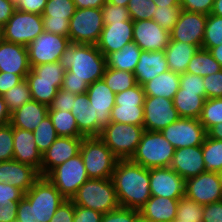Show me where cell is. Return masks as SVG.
I'll use <instances>...</instances> for the list:
<instances>
[{
	"label": "cell",
	"mask_w": 222,
	"mask_h": 222,
	"mask_svg": "<svg viewBox=\"0 0 222 222\" xmlns=\"http://www.w3.org/2000/svg\"><path fill=\"white\" fill-rule=\"evenodd\" d=\"M26 46L0 39V71L20 75L26 79L30 72Z\"/></svg>",
	"instance_id": "cell-23"
},
{
	"label": "cell",
	"mask_w": 222,
	"mask_h": 222,
	"mask_svg": "<svg viewBox=\"0 0 222 222\" xmlns=\"http://www.w3.org/2000/svg\"><path fill=\"white\" fill-rule=\"evenodd\" d=\"M218 175H219V178L221 179V182H222V168L218 171Z\"/></svg>",
	"instance_id": "cell-72"
},
{
	"label": "cell",
	"mask_w": 222,
	"mask_h": 222,
	"mask_svg": "<svg viewBox=\"0 0 222 222\" xmlns=\"http://www.w3.org/2000/svg\"><path fill=\"white\" fill-rule=\"evenodd\" d=\"M74 204L71 200H65L56 210L49 222H73Z\"/></svg>",
	"instance_id": "cell-57"
},
{
	"label": "cell",
	"mask_w": 222,
	"mask_h": 222,
	"mask_svg": "<svg viewBox=\"0 0 222 222\" xmlns=\"http://www.w3.org/2000/svg\"><path fill=\"white\" fill-rule=\"evenodd\" d=\"M145 93L143 86H136L119 92L115 96V105L111 110V122L143 126Z\"/></svg>",
	"instance_id": "cell-11"
},
{
	"label": "cell",
	"mask_w": 222,
	"mask_h": 222,
	"mask_svg": "<svg viewBox=\"0 0 222 222\" xmlns=\"http://www.w3.org/2000/svg\"><path fill=\"white\" fill-rule=\"evenodd\" d=\"M199 121L206 131L222 123V98L206 99Z\"/></svg>",
	"instance_id": "cell-42"
},
{
	"label": "cell",
	"mask_w": 222,
	"mask_h": 222,
	"mask_svg": "<svg viewBox=\"0 0 222 222\" xmlns=\"http://www.w3.org/2000/svg\"><path fill=\"white\" fill-rule=\"evenodd\" d=\"M2 27H0V39L2 38V32H1Z\"/></svg>",
	"instance_id": "cell-74"
},
{
	"label": "cell",
	"mask_w": 222,
	"mask_h": 222,
	"mask_svg": "<svg viewBox=\"0 0 222 222\" xmlns=\"http://www.w3.org/2000/svg\"><path fill=\"white\" fill-rule=\"evenodd\" d=\"M172 222H187V221L173 220Z\"/></svg>",
	"instance_id": "cell-73"
},
{
	"label": "cell",
	"mask_w": 222,
	"mask_h": 222,
	"mask_svg": "<svg viewBox=\"0 0 222 222\" xmlns=\"http://www.w3.org/2000/svg\"><path fill=\"white\" fill-rule=\"evenodd\" d=\"M30 87L32 100L49 106L56 96L58 86H54V82L46 81H27Z\"/></svg>",
	"instance_id": "cell-45"
},
{
	"label": "cell",
	"mask_w": 222,
	"mask_h": 222,
	"mask_svg": "<svg viewBox=\"0 0 222 222\" xmlns=\"http://www.w3.org/2000/svg\"><path fill=\"white\" fill-rule=\"evenodd\" d=\"M33 134L34 142L41 153L45 152L59 137L49 115L41 121L38 127L33 131Z\"/></svg>",
	"instance_id": "cell-43"
},
{
	"label": "cell",
	"mask_w": 222,
	"mask_h": 222,
	"mask_svg": "<svg viewBox=\"0 0 222 222\" xmlns=\"http://www.w3.org/2000/svg\"><path fill=\"white\" fill-rule=\"evenodd\" d=\"M169 70L165 51H141L134 70L137 84L143 86L157 75Z\"/></svg>",
	"instance_id": "cell-27"
},
{
	"label": "cell",
	"mask_w": 222,
	"mask_h": 222,
	"mask_svg": "<svg viewBox=\"0 0 222 222\" xmlns=\"http://www.w3.org/2000/svg\"><path fill=\"white\" fill-rule=\"evenodd\" d=\"M207 136L216 140H222V123L210 128L207 131Z\"/></svg>",
	"instance_id": "cell-66"
},
{
	"label": "cell",
	"mask_w": 222,
	"mask_h": 222,
	"mask_svg": "<svg viewBox=\"0 0 222 222\" xmlns=\"http://www.w3.org/2000/svg\"><path fill=\"white\" fill-rule=\"evenodd\" d=\"M2 98L7 104V108L12 113L16 109L23 106L26 102L32 100L30 87L26 79L15 85L2 95Z\"/></svg>",
	"instance_id": "cell-40"
},
{
	"label": "cell",
	"mask_w": 222,
	"mask_h": 222,
	"mask_svg": "<svg viewBox=\"0 0 222 222\" xmlns=\"http://www.w3.org/2000/svg\"><path fill=\"white\" fill-rule=\"evenodd\" d=\"M23 80L20 75L0 71V96Z\"/></svg>",
	"instance_id": "cell-60"
},
{
	"label": "cell",
	"mask_w": 222,
	"mask_h": 222,
	"mask_svg": "<svg viewBox=\"0 0 222 222\" xmlns=\"http://www.w3.org/2000/svg\"><path fill=\"white\" fill-rule=\"evenodd\" d=\"M86 93L93 107L94 119H97V137H99L102 129L111 123L110 114L115 105L116 94L108 88L103 79L90 84Z\"/></svg>",
	"instance_id": "cell-18"
},
{
	"label": "cell",
	"mask_w": 222,
	"mask_h": 222,
	"mask_svg": "<svg viewBox=\"0 0 222 222\" xmlns=\"http://www.w3.org/2000/svg\"><path fill=\"white\" fill-rule=\"evenodd\" d=\"M205 100L203 96L198 95V92L182 91L179 88L173 97V105L179 117L199 119Z\"/></svg>",
	"instance_id": "cell-33"
},
{
	"label": "cell",
	"mask_w": 222,
	"mask_h": 222,
	"mask_svg": "<svg viewBox=\"0 0 222 222\" xmlns=\"http://www.w3.org/2000/svg\"><path fill=\"white\" fill-rule=\"evenodd\" d=\"M13 150V160L33 166L41 176L42 153L37 149L33 132L13 127Z\"/></svg>",
	"instance_id": "cell-26"
},
{
	"label": "cell",
	"mask_w": 222,
	"mask_h": 222,
	"mask_svg": "<svg viewBox=\"0 0 222 222\" xmlns=\"http://www.w3.org/2000/svg\"><path fill=\"white\" fill-rule=\"evenodd\" d=\"M156 6H180V0H154Z\"/></svg>",
	"instance_id": "cell-68"
},
{
	"label": "cell",
	"mask_w": 222,
	"mask_h": 222,
	"mask_svg": "<svg viewBox=\"0 0 222 222\" xmlns=\"http://www.w3.org/2000/svg\"><path fill=\"white\" fill-rule=\"evenodd\" d=\"M213 58L221 65L222 67V44L212 47L210 50Z\"/></svg>",
	"instance_id": "cell-67"
},
{
	"label": "cell",
	"mask_w": 222,
	"mask_h": 222,
	"mask_svg": "<svg viewBox=\"0 0 222 222\" xmlns=\"http://www.w3.org/2000/svg\"><path fill=\"white\" fill-rule=\"evenodd\" d=\"M104 28L101 8L76 9L69 20L71 43L96 45Z\"/></svg>",
	"instance_id": "cell-8"
},
{
	"label": "cell",
	"mask_w": 222,
	"mask_h": 222,
	"mask_svg": "<svg viewBox=\"0 0 222 222\" xmlns=\"http://www.w3.org/2000/svg\"><path fill=\"white\" fill-rule=\"evenodd\" d=\"M170 40V32L154 20L133 21V41L141 50L164 51Z\"/></svg>",
	"instance_id": "cell-20"
},
{
	"label": "cell",
	"mask_w": 222,
	"mask_h": 222,
	"mask_svg": "<svg viewBox=\"0 0 222 222\" xmlns=\"http://www.w3.org/2000/svg\"><path fill=\"white\" fill-rule=\"evenodd\" d=\"M207 15L182 10L176 24L170 31L173 41L185 42L202 47Z\"/></svg>",
	"instance_id": "cell-17"
},
{
	"label": "cell",
	"mask_w": 222,
	"mask_h": 222,
	"mask_svg": "<svg viewBox=\"0 0 222 222\" xmlns=\"http://www.w3.org/2000/svg\"><path fill=\"white\" fill-rule=\"evenodd\" d=\"M101 9L103 13L104 24L127 21L131 19L127 7L117 6L106 2Z\"/></svg>",
	"instance_id": "cell-49"
},
{
	"label": "cell",
	"mask_w": 222,
	"mask_h": 222,
	"mask_svg": "<svg viewBox=\"0 0 222 222\" xmlns=\"http://www.w3.org/2000/svg\"><path fill=\"white\" fill-rule=\"evenodd\" d=\"M75 10L73 0H47L42 13L44 31L68 37L69 20Z\"/></svg>",
	"instance_id": "cell-19"
},
{
	"label": "cell",
	"mask_w": 222,
	"mask_h": 222,
	"mask_svg": "<svg viewBox=\"0 0 222 222\" xmlns=\"http://www.w3.org/2000/svg\"><path fill=\"white\" fill-rule=\"evenodd\" d=\"M160 132L175 149L201 146L207 136V131L199 119L182 117Z\"/></svg>",
	"instance_id": "cell-13"
},
{
	"label": "cell",
	"mask_w": 222,
	"mask_h": 222,
	"mask_svg": "<svg viewBox=\"0 0 222 222\" xmlns=\"http://www.w3.org/2000/svg\"><path fill=\"white\" fill-rule=\"evenodd\" d=\"M202 222H222V201L203 205Z\"/></svg>",
	"instance_id": "cell-59"
},
{
	"label": "cell",
	"mask_w": 222,
	"mask_h": 222,
	"mask_svg": "<svg viewBox=\"0 0 222 222\" xmlns=\"http://www.w3.org/2000/svg\"><path fill=\"white\" fill-rule=\"evenodd\" d=\"M47 0H14L15 10L42 15Z\"/></svg>",
	"instance_id": "cell-58"
},
{
	"label": "cell",
	"mask_w": 222,
	"mask_h": 222,
	"mask_svg": "<svg viewBox=\"0 0 222 222\" xmlns=\"http://www.w3.org/2000/svg\"><path fill=\"white\" fill-rule=\"evenodd\" d=\"M143 132V126L111 122L102 129L99 138L119 160H128L135 154Z\"/></svg>",
	"instance_id": "cell-7"
},
{
	"label": "cell",
	"mask_w": 222,
	"mask_h": 222,
	"mask_svg": "<svg viewBox=\"0 0 222 222\" xmlns=\"http://www.w3.org/2000/svg\"><path fill=\"white\" fill-rule=\"evenodd\" d=\"M179 199L151 196L139 210L153 222H172L176 218Z\"/></svg>",
	"instance_id": "cell-29"
},
{
	"label": "cell",
	"mask_w": 222,
	"mask_h": 222,
	"mask_svg": "<svg viewBox=\"0 0 222 222\" xmlns=\"http://www.w3.org/2000/svg\"><path fill=\"white\" fill-rule=\"evenodd\" d=\"M108 3H112L117 6L127 7L129 0H106Z\"/></svg>",
	"instance_id": "cell-70"
},
{
	"label": "cell",
	"mask_w": 222,
	"mask_h": 222,
	"mask_svg": "<svg viewBox=\"0 0 222 222\" xmlns=\"http://www.w3.org/2000/svg\"><path fill=\"white\" fill-rule=\"evenodd\" d=\"M135 222H153L152 220L144 217L143 215H141L140 213L138 214V216L136 217Z\"/></svg>",
	"instance_id": "cell-71"
},
{
	"label": "cell",
	"mask_w": 222,
	"mask_h": 222,
	"mask_svg": "<svg viewBox=\"0 0 222 222\" xmlns=\"http://www.w3.org/2000/svg\"><path fill=\"white\" fill-rule=\"evenodd\" d=\"M175 148L160 131L144 130L135 154L130 159L145 168L170 167Z\"/></svg>",
	"instance_id": "cell-5"
},
{
	"label": "cell",
	"mask_w": 222,
	"mask_h": 222,
	"mask_svg": "<svg viewBox=\"0 0 222 222\" xmlns=\"http://www.w3.org/2000/svg\"><path fill=\"white\" fill-rule=\"evenodd\" d=\"M156 8L154 0H129L127 6L133 21L152 20Z\"/></svg>",
	"instance_id": "cell-47"
},
{
	"label": "cell",
	"mask_w": 222,
	"mask_h": 222,
	"mask_svg": "<svg viewBox=\"0 0 222 222\" xmlns=\"http://www.w3.org/2000/svg\"><path fill=\"white\" fill-rule=\"evenodd\" d=\"M175 220L187 222L203 221V205L183 196L179 199Z\"/></svg>",
	"instance_id": "cell-44"
},
{
	"label": "cell",
	"mask_w": 222,
	"mask_h": 222,
	"mask_svg": "<svg viewBox=\"0 0 222 222\" xmlns=\"http://www.w3.org/2000/svg\"><path fill=\"white\" fill-rule=\"evenodd\" d=\"M88 84L85 81L77 79H63V84L61 89L71 92L75 95L83 94L87 92Z\"/></svg>",
	"instance_id": "cell-61"
},
{
	"label": "cell",
	"mask_w": 222,
	"mask_h": 222,
	"mask_svg": "<svg viewBox=\"0 0 222 222\" xmlns=\"http://www.w3.org/2000/svg\"><path fill=\"white\" fill-rule=\"evenodd\" d=\"M71 201L74 205L90 208L102 214L120 207L112 178L88 179Z\"/></svg>",
	"instance_id": "cell-4"
},
{
	"label": "cell",
	"mask_w": 222,
	"mask_h": 222,
	"mask_svg": "<svg viewBox=\"0 0 222 222\" xmlns=\"http://www.w3.org/2000/svg\"><path fill=\"white\" fill-rule=\"evenodd\" d=\"M18 202L0 206V222H15L17 217Z\"/></svg>",
	"instance_id": "cell-63"
},
{
	"label": "cell",
	"mask_w": 222,
	"mask_h": 222,
	"mask_svg": "<svg viewBox=\"0 0 222 222\" xmlns=\"http://www.w3.org/2000/svg\"><path fill=\"white\" fill-rule=\"evenodd\" d=\"M66 199L46 178L40 177L18 202V222H49Z\"/></svg>",
	"instance_id": "cell-2"
},
{
	"label": "cell",
	"mask_w": 222,
	"mask_h": 222,
	"mask_svg": "<svg viewBox=\"0 0 222 222\" xmlns=\"http://www.w3.org/2000/svg\"><path fill=\"white\" fill-rule=\"evenodd\" d=\"M65 69L61 63H46L33 66L30 72L26 75L27 81H46L54 82V86L62 87L65 75Z\"/></svg>",
	"instance_id": "cell-35"
},
{
	"label": "cell",
	"mask_w": 222,
	"mask_h": 222,
	"mask_svg": "<svg viewBox=\"0 0 222 222\" xmlns=\"http://www.w3.org/2000/svg\"><path fill=\"white\" fill-rule=\"evenodd\" d=\"M39 171L31 165L16 160L0 162V183H8L26 193L40 178Z\"/></svg>",
	"instance_id": "cell-24"
},
{
	"label": "cell",
	"mask_w": 222,
	"mask_h": 222,
	"mask_svg": "<svg viewBox=\"0 0 222 222\" xmlns=\"http://www.w3.org/2000/svg\"><path fill=\"white\" fill-rule=\"evenodd\" d=\"M199 50L196 45L170 40L165 55L170 71L185 73L193 55Z\"/></svg>",
	"instance_id": "cell-32"
},
{
	"label": "cell",
	"mask_w": 222,
	"mask_h": 222,
	"mask_svg": "<svg viewBox=\"0 0 222 222\" xmlns=\"http://www.w3.org/2000/svg\"><path fill=\"white\" fill-rule=\"evenodd\" d=\"M205 85V99L222 98V69L203 77Z\"/></svg>",
	"instance_id": "cell-52"
},
{
	"label": "cell",
	"mask_w": 222,
	"mask_h": 222,
	"mask_svg": "<svg viewBox=\"0 0 222 222\" xmlns=\"http://www.w3.org/2000/svg\"><path fill=\"white\" fill-rule=\"evenodd\" d=\"M140 47L134 42L125 44L119 51L108 54L106 66L112 69L134 72L141 54Z\"/></svg>",
	"instance_id": "cell-34"
},
{
	"label": "cell",
	"mask_w": 222,
	"mask_h": 222,
	"mask_svg": "<svg viewBox=\"0 0 222 222\" xmlns=\"http://www.w3.org/2000/svg\"><path fill=\"white\" fill-rule=\"evenodd\" d=\"M185 196L201 205L222 201V182L218 172L205 171L186 179Z\"/></svg>",
	"instance_id": "cell-14"
},
{
	"label": "cell",
	"mask_w": 222,
	"mask_h": 222,
	"mask_svg": "<svg viewBox=\"0 0 222 222\" xmlns=\"http://www.w3.org/2000/svg\"><path fill=\"white\" fill-rule=\"evenodd\" d=\"M83 137L59 136L51 146L42 153L41 176L45 177L55 167L79 154Z\"/></svg>",
	"instance_id": "cell-21"
},
{
	"label": "cell",
	"mask_w": 222,
	"mask_h": 222,
	"mask_svg": "<svg viewBox=\"0 0 222 222\" xmlns=\"http://www.w3.org/2000/svg\"><path fill=\"white\" fill-rule=\"evenodd\" d=\"M48 115L58 136L83 137L78 130L75 116L68 111L48 110Z\"/></svg>",
	"instance_id": "cell-38"
},
{
	"label": "cell",
	"mask_w": 222,
	"mask_h": 222,
	"mask_svg": "<svg viewBox=\"0 0 222 222\" xmlns=\"http://www.w3.org/2000/svg\"><path fill=\"white\" fill-rule=\"evenodd\" d=\"M70 43L66 36L44 31L27 46L30 67L58 62Z\"/></svg>",
	"instance_id": "cell-12"
},
{
	"label": "cell",
	"mask_w": 222,
	"mask_h": 222,
	"mask_svg": "<svg viewBox=\"0 0 222 222\" xmlns=\"http://www.w3.org/2000/svg\"><path fill=\"white\" fill-rule=\"evenodd\" d=\"M112 181L120 207L139 211L151 197L149 169L130 159L117 161Z\"/></svg>",
	"instance_id": "cell-1"
},
{
	"label": "cell",
	"mask_w": 222,
	"mask_h": 222,
	"mask_svg": "<svg viewBox=\"0 0 222 222\" xmlns=\"http://www.w3.org/2000/svg\"><path fill=\"white\" fill-rule=\"evenodd\" d=\"M76 9L102 8L106 0H73Z\"/></svg>",
	"instance_id": "cell-64"
},
{
	"label": "cell",
	"mask_w": 222,
	"mask_h": 222,
	"mask_svg": "<svg viewBox=\"0 0 222 222\" xmlns=\"http://www.w3.org/2000/svg\"><path fill=\"white\" fill-rule=\"evenodd\" d=\"M133 41V20L104 24L97 48L106 57Z\"/></svg>",
	"instance_id": "cell-22"
},
{
	"label": "cell",
	"mask_w": 222,
	"mask_h": 222,
	"mask_svg": "<svg viewBox=\"0 0 222 222\" xmlns=\"http://www.w3.org/2000/svg\"><path fill=\"white\" fill-rule=\"evenodd\" d=\"M15 11L14 0H0V27H3Z\"/></svg>",
	"instance_id": "cell-62"
},
{
	"label": "cell",
	"mask_w": 222,
	"mask_h": 222,
	"mask_svg": "<svg viewBox=\"0 0 222 222\" xmlns=\"http://www.w3.org/2000/svg\"><path fill=\"white\" fill-rule=\"evenodd\" d=\"M181 74L166 71L143 85L145 97H164L173 100L180 88Z\"/></svg>",
	"instance_id": "cell-31"
},
{
	"label": "cell",
	"mask_w": 222,
	"mask_h": 222,
	"mask_svg": "<svg viewBox=\"0 0 222 222\" xmlns=\"http://www.w3.org/2000/svg\"><path fill=\"white\" fill-rule=\"evenodd\" d=\"M79 153L89 179L112 178L119 159L99 137H83Z\"/></svg>",
	"instance_id": "cell-6"
},
{
	"label": "cell",
	"mask_w": 222,
	"mask_h": 222,
	"mask_svg": "<svg viewBox=\"0 0 222 222\" xmlns=\"http://www.w3.org/2000/svg\"><path fill=\"white\" fill-rule=\"evenodd\" d=\"M75 99V94L60 88L56 96L54 97L52 103L49 105V110L71 112Z\"/></svg>",
	"instance_id": "cell-53"
},
{
	"label": "cell",
	"mask_w": 222,
	"mask_h": 222,
	"mask_svg": "<svg viewBox=\"0 0 222 222\" xmlns=\"http://www.w3.org/2000/svg\"><path fill=\"white\" fill-rule=\"evenodd\" d=\"M109 89L117 94L137 85L134 73L106 67L102 77Z\"/></svg>",
	"instance_id": "cell-37"
},
{
	"label": "cell",
	"mask_w": 222,
	"mask_h": 222,
	"mask_svg": "<svg viewBox=\"0 0 222 222\" xmlns=\"http://www.w3.org/2000/svg\"><path fill=\"white\" fill-rule=\"evenodd\" d=\"M103 214L90 208L74 205L73 222H101Z\"/></svg>",
	"instance_id": "cell-56"
},
{
	"label": "cell",
	"mask_w": 222,
	"mask_h": 222,
	"mask_svg": "<svg viewBox=\"0 0 222 222\" xmlns=\"http://www.w3.org/2000/svg\"><path fill=\"white\" fill-rule=\"evenodd\" d=\"M151 196L180 199L185 196V179L171 167L149 169Z\"/></svg>",
	"instance_id": "cell-16"
},
{
	"label": "cell",
	"mask_w": 222,
	"mask_h": 222,
	"mask_svg": "<svg viewBox=\"0 0 222 222\" xmlns=\"http://www.w3.org/2000/svg\"><path fill=\"white\" fill-rule=\"evenodd\" d=\"M87 93L77 94L71 110L75 116L79 133L83 137H97V119H94Z\"/></svg>",
	"instance_id": "cell-30"
},
{
	"label": "cell",
	"mask_w": 222,
	"mask_h": 222,
	"mask_svg": "<svg viewBox=\"0 0 222 222\" xmlns=\"http://www.w3.org/2000/svg\"><path fill=\"white\" fill-rule=\"evenodd\" d=\"M214 0H180L182 10L209 15L212 12Z\"/></svg>",
	"instance_id": "cell-55"
},
{
	"label": "cell",
	"mask_w": 222,
	"mask_h": 222,
	"mask_svg": "<svg viewBox=\"0 0 222 222\" xmlns=\"http://www.w3.org/2000/svg\"><path fill=\"white\" fill-rule=\"evenodd\" d=\"M211 14L222 17V0H214Z\"/></svg>",
	"instance_id": "cell-69"
},
{
	"label": "cell",
	"mask_w": 222,
	"mask_h": 222,
	"mask_svg": "<svg viewBox=\"0 0 222 222\" xmlns=\"http://www.w3.org/2000/svg\"><path fill=\"white\" fill-rule=\"evenodd\" d=\"M205 171L218 172L222 168V140L206 136L202 145Z\"/></svg>",
	"instance_id": "cell-39"
},
{
	"label": "cell",
	"mask_w": 222,
	"mask_h": 222,
	"mask_svg": "<svg viewBox=\"0 0 222 222\" xmlns=\"http://www.w3.org/2000/svg\"><path fill=\"white\" fill-rule=\"evenodd\" d=\"M180 88L182 91L198 92V95L205 98V85L203 77L192 73H182L180 76Z\"/></svg>",
	"instance_id": "cell-50"
},
{
	"label": "cell",
	"mask_w": 222,
	"mask_h": 222,
	"mask_svg": "<svg viewBox=\"0 0 222 222\" xmlns=\"http://www.w3.org/2000/svg\"><path fill=\"white\" fill-rule=\"evenodd\" d=\"M45 177L66 200H71L77 190L89 179L80 153L55 167Z\"/></svg>",
	"instance_id": "cell-9"
},
{
	"label": "cell",
	"mask_w": 222,
	"mask_h": 222,
	"mask_svg": "<svg viewBox=\"0 0 222 222\" xmlns=\"http://www.w3.org/2000/svg\"><path fill=\"white\" fill-rule=\"evenodd\" d=\"M59 62L66 70L64 79L85 81L88 85L102 79L106 58L97 45L70 43Z\"/></svg>",
	"instance_id": "cell-3"
},
{
	"label": "cell",
	"mask_w": 222,
	"mask_h": 222,
	"mask_svg": "<svg viewBox=\"0 0 222 222\" xmlns=\"http://www.w3.org/2000/svg\"><path fill=\"white\" fill-rule=\"evenodd\" d=\"M144 130L161 131L180 117L173 105V100L164 97H145Z\"/></svg>",
	"instance_id": "cell-15"
},
{
	"label": "cell",
	"mask_w": 222,
	"mask_h": 222,
	"mask_svg": "<svg viewBox=\"0 0 222 222\" xmlns=\"http://www.w3.org/2000/svg\"><path fill=\"white\" fill-rule=\"evenodd\" d=\"M181 11L180 6H157L152 20L170 32L176 24Z\"/></svg>",
	"instance_id": "cell-46"
},
{
	"label": "cell",
	"mask_w": 222,
	"mask_h": 222,
	"mask_svg": "<svg viewBox=\"0 0 222 222\" xmlns=\"http://www.w3.org/2000/svg\"><path fill=\"white\" fill-rule=\"evenodd\" d=\"M220 44H222V17L209 14L207 15L201 48L210 50Z\"/></svg>",
	"instance_id": "cell-41"
},
{
	"label": "cell",
	"mask_w": 222,
	"mask_h": 222,
	"mask_svg": "<svg viewBox=\"0 0 222 222\" xmlns=\"http://www.w3.org/2000/svg\"><path fill=\"white\" fill-rule=\"evenodd\" d=\"M11 119V112L7 108V104L0 96V127L7 125L10 123Z\"/></svg>",
	"instance_id": "cell-65"
},
{
	"label": "cell",
	"mask_w": 222,
	"mask_h": 222,
	"mask_svg": "<svg viewBox=\"0 0 222 222\" xmlns=\"http://www.w3.org/2000/svg\"><path fill=\"white\" fill-rule=\"evenodd\" d=\"M140 212L135 209L118 207L115 210L103 214L101 222H135Z\"/></svg>",
	"instance_id": "cell-51"
},
{
	"label": "cell",
	"mask_w": 222,
	"mask_h": 222,
	"mask_svg": "<svg viewBox=\"0 0 222 222\" xmlns=\"http://www.w3.org/2000/svg\"><path fill=\"white\" fill-rule=\"evenodd\" d=\"M1 32L2 39L27 47L44 32L42 15L15 10Z\"/></svg>",
	"instance_id": "cell-10"
},
{
	"label": "cell",
	"mask_w": 222,
	"mask_h": 222,
	"mask_svg": "<svg viewBox=\"0 0 222 222\" xmlns=\"http://www.w3.org/2000/svg\"><path fill=\"white\" fill-rule=\"evenodd\" d=\"M170 167L185 180L205 172L202 145L175 149Z\"/></svg>",
	"instance_id": "cell-25"
},
{
	"label": "cell",
	"mask_w": 222,
	"mask_h": 222,
	"mask_svg": "<svg viewBox=\"0 0 222 222\" xmlns=\"http://www.w3.org/2000/svg\"><path fill=\"white\" fill-rule=\"evenodd\" d=\"M24 192L8 183H0V206L19 202L24 197Z\"/></svg>",
	"instance_id": "cell-54"
},
{
	"label": "cell",
	"mask_w": 222,
	"mask_h": 222,
	"mask_svg": "<svg viewBox=\"0 0 222 222\" xmlns=\"http://www.w3.org/2000/svg\"><path fill=\"white\" fill-rule=\"evenodd\" d=\"M13 127L10 124L0 127V162L13 160Z\"/></svg>",
	"instance_id": "cell-48"
},
{
	"label": "cell",
	"mask_w": 222,
	"mask_h": 222,
	"mask_svg": "<svg viewBox=\"0 0 222 222\" xmlns=\"http://www.w3.org/2000/svg\"><path fill=\"white\" fill-rule=\"evenodd\" d=\"M221 69V65L213 58L210 51L200 48L191 58L186 72L205 77Z\"/></svg>",
	"instance_id": "cell-36"
},
{
	"label": "cell",
	"mask_w": 222,
	"mask_h": 222,
	"mask_svg": "<svg viewBox=\"0 0 222 222\" xmlns=\"http://www.w3.org/2000/svg\"><path fill=\"white\" fill-rule=\"evenodd\" d=\"M49 106L35 100L26 102L11 113L10 125L19 129L33 132L48 116Z\"/></svg>",
	"instance_id": "cell-28"
}]
</instances>
